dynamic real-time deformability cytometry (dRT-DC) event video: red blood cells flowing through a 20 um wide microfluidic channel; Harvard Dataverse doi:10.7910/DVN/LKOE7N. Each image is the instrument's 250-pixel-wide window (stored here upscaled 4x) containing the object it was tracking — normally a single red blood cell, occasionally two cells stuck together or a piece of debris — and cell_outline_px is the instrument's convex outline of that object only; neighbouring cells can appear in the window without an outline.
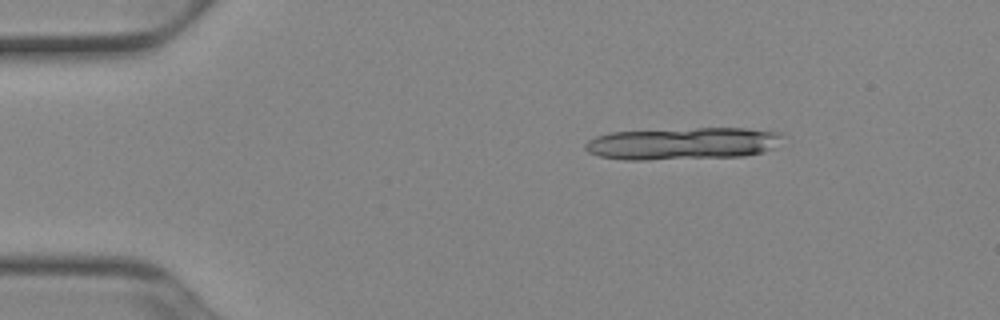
{"species": "Egyptian fruit bat (a non-hibernating species)", "species_latin": "Rousettus aegyptiacus", "temperature_condition": "cold", "stored_images_in_passage": 7, "camera_frame_rate_fps": 3000, "um_per_image_px": 0.085, "animal": {"sex": "female"}, "frame": {"image": 1, "passage_image": 1, "time_ms": 0.0, "image_size_px": [1000, 320], "cell_outline_px": [[784, 136], [776, 148], [764, 152], [744, 156], [648, 160], [624, 160], [600, 156], [588, 152], [584, 148], [584, 144], [588, 140], [596, 136], [612, 132], [696, 128], [744, 128], [784, 132]], "centroid_in_image_um": [58.09, 12.2], "position_along_channel_um": 26.9, "area_um2": 37.45}}